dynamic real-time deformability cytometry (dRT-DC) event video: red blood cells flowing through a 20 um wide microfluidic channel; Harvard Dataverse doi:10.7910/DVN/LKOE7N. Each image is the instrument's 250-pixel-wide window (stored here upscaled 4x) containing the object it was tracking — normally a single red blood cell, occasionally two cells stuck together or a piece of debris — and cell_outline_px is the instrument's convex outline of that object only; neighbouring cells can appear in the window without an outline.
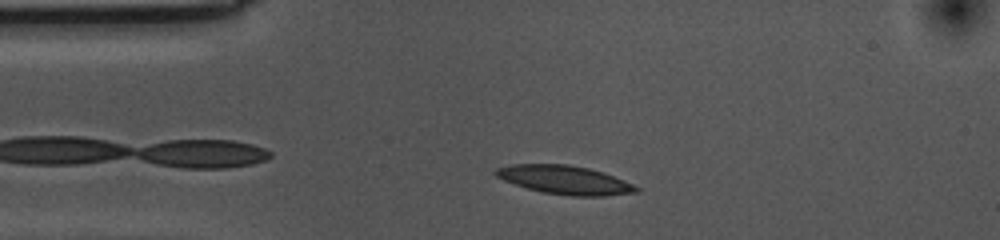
{"species": "common noctule bat (a hibernating species)", "species_latin": "Nyctalus noctula", "temperature_condition": "cold", "stored_images_in_passage": 38, "camera_frame_rate_fps": 3000, "um_per_image_px": 0.085, "animal": {"sex": "female", "body_mass_g": 10.0, "forearm_length_mm": 53.1}, "frame": {"image": 1, "passage_image": 5, "time_ms": 1.333, "image_size_px": [1000, 240], "cell_outline_px": [[640, 192], [604, 196], [572, 196], [544, 192], [528, 188], [504, 180], [496, 176], [492, 172], [496, 168], [512, 164], [568, 164], [588, 168], [604, 172], [624, 180], [640, 188]], "centroid_in_image_um": [48.03, 15.29], "position_along_channel_um": 37.0, "area_um2": 23.41}}
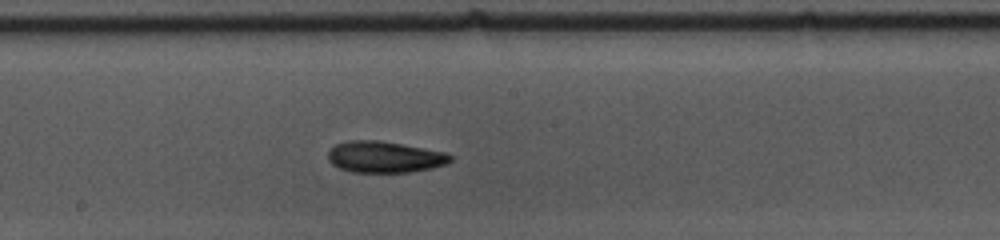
{"frame": {"image": 2, "passage_image": 22, "time_ms": 7.0, "image_size_px": [1000, 240], "cell_outline_px": [[452, 160], [448, 164], [432, 168], [412, 172], [352, 172], [340, 168], [332, 164], [328, 160], [328, 152], [336, 144], [348, 140], [376, 140], [448, 152], [452, 156]], "centroid_in_image_um": [32.72, 13.35], "position_along_channel_um": 215.5, "area_um2": 22.43}}
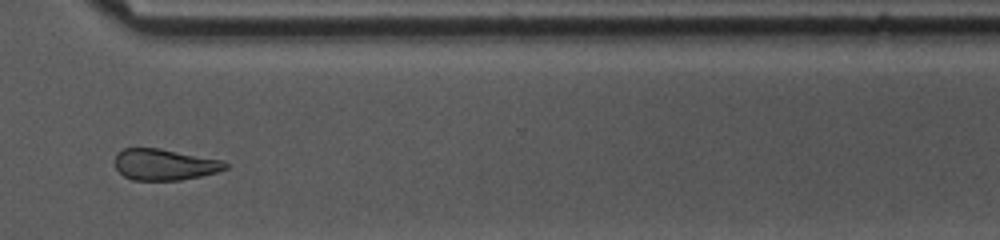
{"frame": {"image": 3, "passage_image": 34, "time_ms": 11.0, "image_size_px": [1000, 240], "cell_outline_px": [[228, 168], [216, 172], [200, 176], [180, 180], [132, 180], [124, 176], [116, 168], [116, 152], [124, 148], [160, 148], [224, 160], [228, 164]], "centroid_in_image_um": [14.0, 13.98], "position_along_channel_um": 356.6, "area_um2": 20.17}, "authors_computed_cell_mechanics": {"area_um2": 21.8484, "velocity_mm_per_s": 3.5366, "shape_relaxation_time_tau1_ms": 3.6059, "shape_relaxation_time_tau2_ms": 4.458, "deformation_change_tau1": 0.1231, "deformation_change_tau2": 0.1073}}